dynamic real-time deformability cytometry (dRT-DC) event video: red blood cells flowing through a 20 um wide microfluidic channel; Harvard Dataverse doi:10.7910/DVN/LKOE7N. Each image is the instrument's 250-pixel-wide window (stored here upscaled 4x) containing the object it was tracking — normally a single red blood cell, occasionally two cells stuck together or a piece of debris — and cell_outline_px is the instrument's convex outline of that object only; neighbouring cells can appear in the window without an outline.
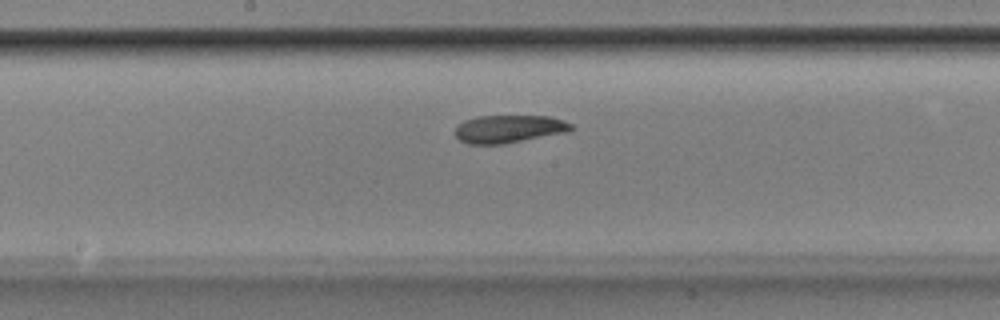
{"species": "Egyptian fruit bat (a non-hibernating species)", "species_latin": "Rousettus aegyptiacus", "temperature_condition": "room temperature", "stored_images_in_passage": 31, "camera_frame_rate_fps": 3000, "um_per_image_px": 0.085, "animal": {"sex": "male"}, "frame": {"image": 1, "passage_image": 13, "time_ms": 4.0, "image_size_px": [1000, 320], "cell_outline_px": [[572, 128], [568, 132], [504, 144], [468, 144], [460, 140], [452, 132], [456, 124], [464, 120], [476, 116], [548, 116], [564, 120], [572, 124]], "centroid_in_image_um": [43.2, 10.96], "position_along_channel_um": 205.0, "area_um2": 19.07}}
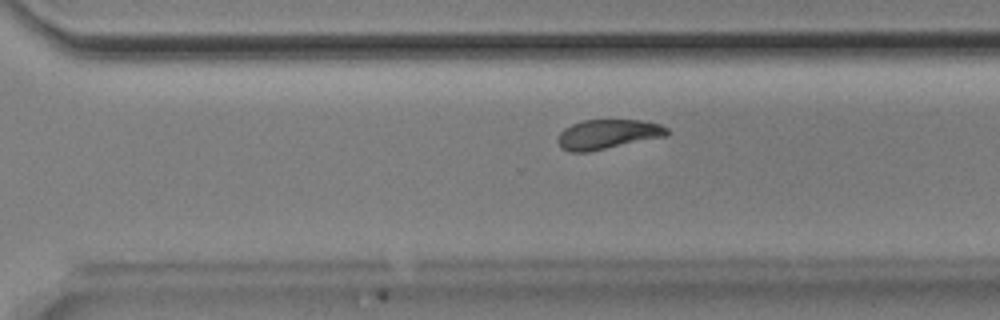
{"frame": {"image": 2, "passage_image": 22, "time_ms": 7.0, "image_size_px": [1000, 320], "cell_outline_px": [[668, 136], [588, 152], [568, 152], [560, 148], [556, 140], [560, 132], [564, 128], [572, 124], [584, 120], [640, 120], [660, 124], [668, 128]], "centroid_in_image_um": [51.63, 11.42], "position_along_channel_um": 319.0, "area_um2": 19.02}}
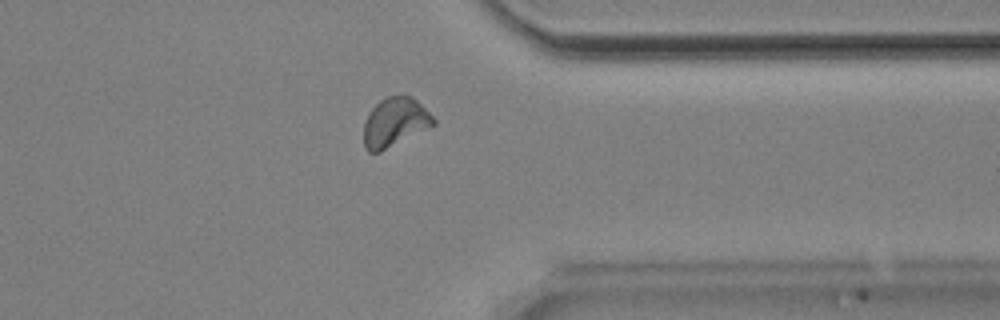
{"frame": {"image": 3, "passage_image": 27, "time_ms": 8.667, "image_size_px": [1000, 320], "cell_outline_px": [[436, 124], [380, 152], [368, 152], [364, 148], [364, 124], [372, 108], [380, 100], [388, 96], [412, 96], [436, 120]], "centroid_in_image_um": [33.55, 10.4], "position_along_channel_um": 377.8, "area_um2": 19.59}, "authors_computed_cell_mechanics": {"area_um2": 19.3052, "velocity_mm_per_s": 3.8128, "shape_relaxation_time_tau1_ms": 6.2743, "shape_relaxation_time_tau2_ms": 2.4041, "deformation_change_tau1": 0.1644, "deformation_change_tau2": 0.0947}}